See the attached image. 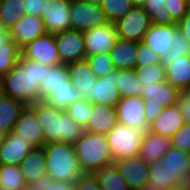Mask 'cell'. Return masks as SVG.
I'll return each mask as SVG.
<instances>
[{
    "label": "cell",
    "mask_w": 190,
    "mask_h": 190,
    "mask_svg": "<svg viewBox=\"0 0 190 190\" xmlns=\"http://www.w3.org/2000/svg\"><path fill=\"white\" fill-rule=\"evenodd\" d=\"M45 76V64L20 56L18 64L0 79L7 97L22 101L26 106L41 101L39 84Z\"/></svg>",
    "instance_id": "6da1fadb"
},
{
    "label": "cell",
    "mask_w": 190,
    "mask_h": 190,
    "mask_svg": "<svg viewBox=\"0 0 190 190\" xmlns=\"http://www.w3.org/2000/svg\"><path fill=\"white\" fill-rule=\"evenodd\" d=\"M29 107L35 112L42 126L46 144L51 142L74 144L85 132V129L65 110L50 107L42 101Z\"/></svg>",
    "instance_id": "7a4b0ae2"
},
{
    "label": "cell",
    "mask_w": 190,
    "mask_h": 190,
    "mask_svg": "<svg viewBox=\"0 0 190 190\" xmlns=\"http://www.w3.org/2000/svg\"><path fill=\"white\" fill-rule=\"evenodd\" d=\"M47 174L55 181L75 183L83 174L73 144L51 142L44 145Z\"/></svg>",
    "instance_id": "3957f363"
},
{
    "label": "cell",
    "mask_w": 190,
    "mask_h": 190,
    "mask_svg": "<svg viewBox=\"0 0 190 190\" xmlns=\"http://www.w3.org/2000/svg\"><path fill=\"white\" fill-rule=\"evenodd\" d=\"M73 146L83 173L93 174L114 162L106 135L85 131Z\"/></svg>",
    "instance_id": "277c9868"
},
{
    "label": "cell",
    "mask_w": 190,
    "mask_h": 190,
    "mask_svg": "<svg viewBox=\"0 0 190 190\" xmlns=\"http://www.w3.org/2000/svg\"><path fill=\"white\" fill-rule=\"evenodd\" d=\"M145 132L117 123L106 135L114 161L139 155Z\"/></svg>",
    "instance_id": "5b68a950"
},
{
    "label": "cell",
    "mask_w": 190,
    "mask_h": 190,
    "mask_svg": "<svg viewBox=\"0 0 190 190\" xmlns=\"http://www.w3.org/2000/svg\"><path fill=\"white\" fill-rule=\"evenodd\" d=\"M108 21L100 3L88 0L71 1L70 24L71 30L87 31L106 24Z\"/></svg>",
    "instance_id": "8992f818"
},
{
    "label": "cell",
    "mask_w": 190,
    "mask_h": 190,
    "mask_svg": "<svg viewBox=\"0 0 190 190\" xmlns=\"http://www.w3.org/2000/svg\"><path fill=\"white\" fill-rule=\"evenodd\" d=\"M149 15L143 7L134 6L114 22L118 39L141 42L151 26Z\"/></svg>",
    "instance_id": "52a82bcc"
},
{
    "label": "cell",
    "mask_w": 190,
    "mask_h": 190,
    "mask_svg": "<svg viewBox=\"0 0 190 190\" xmlns=\"http://www.w3.org/2000/svg\"><path fill=\"white\" fill-rule=\"evenodd\" d=\"M21 56L49 66L62 64L60 61L55 34L46 33L21 48Z\"/></svg>",
    "instance_id": "ba28073f"
},
{
    "label": "cell",
    "mask_w": 190,
    "mask_h": 190,
    "mask_svg": "<svg viewBox=\"0 0 190 190\" xmlns=\"http://www.w3.org/2000/svg\"><path fill=\"white\" fill-rule=\"evenodd\" d=\"M86 57L100 53L109 54L115 46L118 36L113 22L94 27L83 32Z\"/></svg>",
    "instance_id": "9c48e42d"
},
{
    "label": "cell",
    "mask_w": 190,
    "mask_h": 190,
    "mask_svg": "<svg viewBox=\"0 0 190 190\" xmlns=\"http://www.w3.org/2000/svg\"><path fill=\"white\" fill-rule=\"evenodd\" d=\"M71 0H47L42 10V20L47 33L57 34L71 30Z\"/></svg>",
    "instance_id": "30bf717a"
},
{
    "label": "cell",
    "mask_w": 190,
    "mask_h": 190,
    "mask_svg": "<svg viewBox=\"0 0 190 190\" xmlns=\"http://www.w3.org/2000/svg\"><path fill=\"white\" fill-rule=\"evenodd\" d=\"M55 40L62 64H68L86 59L83 32L66 30L55 34Z\"/></svg>",
    "instance_id": "8fae6325"
},
{
    "label": "cell",
    "mask_w": 190,
    "mask_h": 190,
    "mask_svg": "<svg viewBox=\"0 0 190 190\" xmlns=\"http://www.w3.org/2000/svg\"><path fill=\"white\" fill-rule=\"evenodd\" d=\"M118 123L131 128L148 131L149 124L144 113V99L141 96L120 98L117 104Z\"/></svg>",
    "instance_id": "7c38bea8"
},
{
    "label": "cell",
    "mask_w": 190,
    "mask_h": 190,
    "mask_svg": "<svg viewBox=\"0 0 190 190\" xmlns=\"http://www.w3.org/2000/svg\"><path fill=\"white\" fill-rule=\"evenodd\" d=\"M130 190H141L148 182L149 164L139 156L113 162Z\"/></svg>",
    "instance_id": "4fadbf2b"
},
{
    "label": "cell",
    "mask_w": 190,
    "mask_h": 190,
    "mask_svg": "<svg viewBox=\"0 0 190 190\" xmlns=\"http://www.w3.org/2000/svg\"><path fill=\"white\" fill-rule=\"evenodd\" d=\"M35 147L13 131L0 142V163L19 165Z\"/></svg>",
    "instance_id": "5bb4252c"
},
{
    "label": "cell",
    "mask_w": 190,
    "mask_h": 190,
    "mask_svg": "<svg viewBox=\"0 0 190 190\" xmlns=\"http://www.w3.org/2000/svg\"><path fill=\"white\" fill-rule=\"evenodd\" d=\"M11 39L20 47L47 33L41 17L25 14L9 31Z\"/></svg>",
    "instance_id": "9a60e30c"
},
{
    "label": "cell",
    "mask_w": 190,
    "mask_h": 190,
    "mask_svg": "<svg viewBox=\"0 0 190 190\" xmlns=\"http://www.w3.org/2000/svg\"><path fill=\"white\" fill-rule=\"evenodd\" d=\"M12 131L23 139H27L34 147H44L46 144L42 126L29 106L23 110Z\"/></svg>",
    "instance_id": "2e32d148"
},
{
    "label": "cell",
    "mask_w": 190,
    "mask_h": 190,
    "mask_svg": "<svg viewBox=\"0 0 190 190\" xmlns=\"http://www.w3.org/2000/svg\"><path fill=\"white\" fill-rule=\"evenodd\" d=\"M161 63L166 67V81L182 93L190 88V56L167 58L162 56Z\"/></svg>",
    "instance_id": "e0dca14e"
},
{
    "label": "cell",
    "mask_w": 190,
    "mask_h": 190,
    "mask_svg": "<svg viewBox=\"0 0 190 190\" xmlns=\"http://www.w3.org/2000/svg\"><path fill=\"white\" fill-rule=\"evenodd\" d=\"M120 93L117 89V70L105 77L97 78L91 87V103L117 107L120 101Z\"/></svg>",
    "instance_id": "ac0fdd59"
},
{
    "label": "cell",
    "mask_w": 190,
    "mask_h": 190,
    "mask_svg": "<svg viewBox=\"0 0 190 190\" xmlns=\"http://www.w3.org/2000/svg\"><path fill=\"white\" fill-rule=\"evenodd\" d=\"M185 124L179 103L164 108L162 113L149 125L148 130L171 138Z\"/></svg>",
    "instance_id": "d6986e66"
},
{
    "label": "cell",
    "mask_w": 190,
    "mask_h": 190,
    "mask_svg": "<svg viewBox=\"0 0 190 190\" xmlns=\"http://www.w3.org/2000/svg\"><path fill=\"white\" fill-rule=\"evenodd\" d=\"M117 123L115 107L92 103L91 117L84 129L90 133L107 135Z\"/></svg>",
    "instance_id": "ffe728a7"
},
{
    "label": "cell",
    "mask_w": 190,
    "mask_h": 190,
    "mask_svg": "<svg viewBox=\"0 0 190 190\" xmlns=\"http://www.w3.org/2000/svg\"><path fill=\"white\" fill-rule=\"evenodd\" d=\"M178 30L177 25L151 24L146 32L143 42L156 54L162 57L170 50L174 34Z\"/></svg>",
    "instance_id": "44dd1931"
},
{
    "label": "cell",
    "mask_w": 190,
    "mask_h": 190,
    "mask_svg": "<svg viewBox=\"0 0 190 190\" xmlns=\"http://www.w3.org/2000/svg\"><path fill=\"white\" fill-rule=\"evenodd\" d=\"M182 92L169 82L162 81L150 85H141L139 96L143 99H154L166 108L179 103Z\"/></svg>",
    "instance_id": "7402d4cb"
},
{
    "label": "cell",
    "mask_w": 190,
    "mask_h": 190,
    "mask_svg": "<svg viewBox=\"0 0 190 190\" xmlns=\"http://www.w3.org/2000/svg\"><path fill=\"white\" fill-rule=\"evenodd\" d=\"M72 86L83 95V99L91 102V87L97 77L87 60L67 64Z\"/></svg>",
    "instance_id": "603a6c76"
},
{
    "label": "cell",
    "mask_w": 190,
    "mask_h": 190,
    "mask_svg": "<svg viewBox=\"0 0 190 190\" xmlns=\"http://www.w3.org/2000/svg\"><path fill=\"white\" fill-rule=\"evenodd\" d=\"M171 146V138L148 130L143 135L138 156L150 164L161 160Z\"/></svg>",
    "instance_id": "cb8c5ba5"
},
{
    "label": "cell",
    "mask_w": 190,
    "mask_h": 190,
    "mask_svg": "<svg viewBox=\"0 0 190 190\" xmlns=\"http://www.w3.org/2000/svg\"><path fill=\"white\" fill-rule=\"evenodd\" d=\"M27 185L47 175L44 147H35L19 164Z\"/></svg>",
    "instance_id": "d4e9b609"
},
{
    "label": "cell",
    "mask_w": 190,
    "mask_h": 190,
    "mask_svg": "<svg viewBox=\"0 0 190 190\" xmlns=\"http://www.w3.org/2000/svg\"><path fill=\"white\" fill-rule=\"evenodd\" d=\"M138 42L118 39L110 51L114 68L116 70H131L137 66Z\"/></svg>",
    "instance_id": "484cf974"
},
{
    "label": "cell",
    "mask_w": 190,
    "mask_h": 190,
    "mask_svg": "<svg viewBox=\"0 0 190 190\" xmlns=\"http://www.w3.org/2000/svg\"><path fill=\"white\" fill-rule=\"evenodd\" d=\"M148 182L141 190H166L170 186L186 182L179 173H171L163 165L161 160L149 164Z\"/></svg>",
    "instance_id": "4316f807"
},
{
    "label": "cell",
    "mask_w": 190,
    "mask_h": 190,
    "mask_svg": "<svg viewBox=\"0 0 190 190\" xmlns=\"http://www.w3.org/2000/svg\"><path fill=\"white\" fill-rule=\"evenodd\" d=\"M83 99L82 93L74 87L47 88L41 94V101L50 107L66 110L72 103Z\"/></svg>",
    "instance_id": "83f0119b"
},
{
    "label": "cell",
    "mask_w": 190,
    "mask_h": 190,
    "mask_svg": "<svg viewBox=\"0 0 190 190\" xmlns=\"http://www.w3.org/2000/svg\"><path fill=\"white\" fill-rule=\"evenodd\" d=\"M161 165L171 173H179L186 182L190 180V153L171 146L162 157Z\"/></svg>",
    "instance_id": "f1b7e54d"
},
{
    "label": "cell",
    "mask_w": 190,
    "mask_h": 190,
    "mask_svg": "<svg viewBox=\"0 0 190 190\" xmlns=\"http://www.w3.org/2000/svg\"><path fill=\"white\" fill-rule=\"evenodd\" d=\"M26 107L22 101L10 97L2 100L0 103V130L5 134L11 132Z\"/></svg>",
    "instance_id": "f546056e"
},
{
    "label": "cell",
    "mask_w": 190,
    "mask_h": 190,
    "mask_svg": "<svg viewBox=\"0 0 190 190\" xmlns=\"http://www.w3.org/2000/svg\"><path fill=\"white\" fill-rule=\"evenodd\" d=\"M59 87H73L67 64L57 66L45 65V76L39 84L40 93L42 94L47 88Z\"/></svg>",
    "instance_id": "4dcf8cb0"
},
{
    "label": "cell",
    "mask_w": 190,
    "mask_h": 190,
    "mask_svg": "<svg viewBox=\"0 0 190 190\" xmlns=\"http://www.w3.org/2000/svg\"><path fill=\"white\" fill-rule=\"evenodd\" d=\"M100 186L108 190H130L114 163L103 166L93 173Z\"/></svg>",
    "instance_id": "1f68e13d"
},
{
    "label": "cell",
    "mask_w": 190,
    "mask_h": 190,
    "mask_svg": "<svg viewBox=\"0 0 190 190\" xmlns=\"http://www.w3.org/2000/svg\"><path fill=\"white\" fill-rule=\"evenodd\" d=\"M143 8L152 24L177 25L172 14L168 12L166 0H146Z\"/></svg>",
    "instance_id": "d6a6232c"
},
{
    "label": "cell",
    "mask_w": 190,
    "mask_h": 190,
    "mask_svg": "<svg viewBox=\"0 0 190 190\" xmlns=\"http://www.w3.org/2000/svg\"><path fill=\"white\" fill-rule=\"evenodd\" d=\"M25 14L23 0H0V18L8 31H10Z\"/></svg>",
    "instance_id": "836d02e7"
},
{
    "label": "cell",
    "mask_w": 190,
    "mask_h": 190,
    "mask_svg": "<svg viewBox=\"0 0 190 190\" xmlns=\"http://www.w3.org/2000/svg\"><path fill=\"white\" fill-rule=\"evenodd\" d=\"M141 85L134 69L117 70V89L121 98L139 96Z\"/></svg>",
    "instance_id": "e575fe53"
},
{
    "label": "cell",
    "mask_w": 190,
    "mask_h": 190,
    "mask_svg": "<svg viewBox=\"0 0 190 190\" xmlns=\"http://www.w3.org/2000/svg\"><path fill=\"white\" fill-rule=\"evenodd\" d=\"M26 185L19 165L1 164L0 186L5 190H19Z\"/></svg>",
    "instance_id": "d590c367"
},
{
    "label": "cell",
    "mask_w": 190,
    "mask_h": 190,
    "mask_svg": "<svg viewBox=\"0 0 190 190\" xmlns=\"http://www.w3.org/2000/svg\"><path fill=\"white\" fill-rule=\"evenodd\" d=\"M21 56V48L10 39L0 46V78L14 68Z\"/></svg>",
    "instance_id": "8d00e7d4"
},
{
    "label": "cell",
    "mask_w": 190,
    "mask_h": 190,
    "mask_svg": "<svg viewBox=\"0 0 190 190\" xmlns=\"http://www.w3.org/2000/svg\"><path fill=\"white\" fill-rule=\"evenodd\" d=\"M134 71L139 81L144 85L166 80V67L162 63L136 66Z\"/></svg>",
    "instance_id": "74e56055"
},
{
    "label": "cell",
    "mask_w": 190,
    "mask_h": 190,
    "mask_svg": "<svg viewBox=\"0 0 190 190\" xmlns=\"http://www.w3.org/2000/svg\"><path fill=\"white\" fill-rule=\"evenodd\" d=\"M100 5L107 21L113 23L134 7L131 0H102Z\"/></svg>",
    "instance_id": "f35d334b"
},
{
    "label": "cell",
    "mask_w": 190,
    "mask_h": 190,
    "mask_svg": "<svg viewBox=\"0 0 190 190\" xmlns=\"http://www.w3.org/2000/svg\"><path fill=\"white\" fill-rule=\"evenodd\" d=\"M65 111L75 119L76 123L85 128L91 117L92 103L81 99L69 105Z\"/></svg>",
    "instance_id": "ab89813d"
},
{
    "label": "cell",
    "mask_w": 190,
    "mask_h": 190,
    "mask_svg": "<svg viewBox=\"0 0 190 190\" xmlns=\"http://www.w3.org/2000/svg\"><path fill=\"white\" fill-rule=\"evenodd\" d=\"M86 60L97 78L105 77L109 73L116 70L110 54L100 53L97 55L88 56L86 57Z\"/></svg>",
    "instance_id": "60d3db41"
},
{
    "label": "cell",
    "mask_w": 190,
    "mask_h": 190,
    "mask_svg": "<svg viewBox=\"0 0 190 190\" xmlns=\"http://www.w3.org/2000/svg\"><path fill=\"white\" fill-rule=\"evenodd\" d=\"M33 190H76L74 183L55 181L50 175H45L29 184Z\"/></svg>",
    "instance_id": "b9f144b4"
},
{
    "label": "cell",
    "mask_w": 190,
    "mask_h": 190,
    "mask_svg": "<svg viewBox=\"0 0 190 190\" xmlns=\"http://www.w3.org/2000/svg\"><path fill=\"white\" fill-rule=\"evenodd\" d=\"M190 56V41H188L181 31L178 29L174 34V40L170 50L166 52L163 56L167 58H176L178 56Z\"/></svg>",
    "instance_id": "7bdbcfd3"
},
{
    "label": "cell",
    "mask_w": 190,
    "mask_h": 190,
    "mask_svg": "<svg viewBox=\"0 0 190 190\" xmlns=\"http://www.w3.org/2000/svg\"><path fill=\"white\" fill-rule=\"evenodd\" d=\"M173 147L190 153V123H186L171 137Z\"/></svg>",
    "instance_id": "ee69618b"
},
{
    "label": "cell",
    "mask_w": 190,
    "mask_h": 190,
    "mask_svg": "<svg viewBox=\"0 0 190 190\" xmlns=\"http://www.w3.org/2000/svg\"><path fill=\"white\" fill-rule=\"evenodd\" d=\"M161 57L141 41L138 42L137 66L161 63Z\"/></svg>",
    "instance_id": "f6af8a7d"
},
{
    "label": "cell",
    "mask_w": 190,
    "mask_h": 190,
    "mask_svg": "<svg viewBox=\"0 0 190 190\" xmlns=\"http://www.w3.org/2000/svg\"><path fill=\"white\" fill-rule=\"evenodd\" d=\"M168 12L173 16V19L178 23L188 13L190 4L186 0H166Z\"/></svg>",
    "instance_id": "bcb514c9"
},
{
    "label": "cell",
    "mask_w": 190,
    "mask_h": 190,
    "mask_svg": "<svg viewBox=\"0 0 190 190\" xmlns=\"http://www.w3.org/2000/svg\"><path fill=\"white\" fill-rule=\"evenodd\" d=\"M164 110V107L156 100L144 99V113L147 123L150 125Z\"/></svg>",
    "instance_id": "7dc6e473"
},
{
    "label": "cell",
    "mask_w": 190,
    "mask_h": 190,
    "mask_svg": "<svg viewBox=\"0 0 190 190\" xmlns=\"http://www.w3.org/2000/svg\"><path fill=\"white\" fill-rule=\"evenodd\" d=\"M76 190H98V182L93 174L83 173L74 183Z\"/></svg>",
    "instance_id": "c3c4849f"
},
{
    "label": "cell",
    "mask_w": 190,
    "mask_h": 190,
    "mask_svg": "<svg viewBox=\"0 0 190 190\" xmlns=\"http://www.w3.org/2000/svg\"><path fill=\"white\" fill-rule=\"evenodd\" d=\"M47 0H23L25 13L37 17L42 16V10Z\"/></svg>",
    "instance_id": "681fc988"
},
{
    "label": "cell",
    "mask_w": 190,
    "mask_h": 190,
    "mask_svg": "<svg viewBox=\"0 0 190 190\" xmlns=\"http://www.w3.org/2000/svg\"><path fill=\"white\" fill-rule=\"evenodd\" d=\"M182 116L186 123H190V88L185 90L179 98Z\"/></svg>",
    "instance_id": "f907efd6"
},
{
    "label": "cell",
    "mask_w": 190,
    "mask_h": 190,
    "mask_svg": "<svg viewBox=\"0 0 190 190\" xmlns=\"http://www.w3.org/2000/svg\"><path fill=\"white\" fill-rule=\"evenodd\" d=\"M177 26L184 37L190 41V8L184 18L177 23Z\"/></svg>",
    "instance_id": "816d5d0a"
},
{
    "label": "cell",
    "mask_w": 190,
    "mask_h": 190,
    "mask_svg": "<svg viewBox=\"0 0 190 190\" xmlns=\"http://www.w3.org/2000/svg\"><path fill=\"white\" fill-rule=\"evenodd\" d=\"M190 184L189 182H182L174 186H170L166 190H188Z\"/></svg>",
    "instance_id": "f5cc1de1"
},
{
    "label": "cell",
    "mask_w": 190,
    "mask_h": 190,
    "mask_svg": "<svg viewBox=\"0 0 190 190\" xmlns=\"http://www.w3.org/2000/svg\"><path fill=\"white\" fill-rule=\"evenodd\" d=\"M11 39L9 32H0V46L7 43Z\"/></svg>",
    "instance_id": "db71d44e"
},
{
    "label": "cell",
    "mask_w": 190,
    "mask_h": 190,
    "mask_svg": "<svg viewBox=\"0 0 190 190\" xmlns=\"http://www.w3.org/2000/svg\"><path fill=\"white\" fill-rule=\"evenodd\" d=\"M7 97L6 91L4 89L3 83L0 79V103L2 102V100H4Z\"/></svg>",
    "instance_id": "11a10c76"
},
{
    "label": "cell",
    "mask_w": 190,
    "mask_h": 190,
    "mask_svg": "<svg viewBox=\"0 0 190 190\" xmlns=\"http://www.w3.org/2000/svg\"><path fill=\"white\" fill-rule=\"evenodd\" d=\"M146 0H131L133 6L143 7Z\"/></svg>",
    "instance_id": "9f6ffc18"
},
{
    "label": "cell",
    "mask_w": 190,
    "mask_h": 190,
    "mask_svg": "<svg viewBox=\"0 0 190 190\" xmlns=\"http://www.w3.org/2000/svg\"><path fill=\"white\" fill-rule=\"evenodd\" d=\"M0 32H9L1 18H0Z\"/></svg>",
    "instance_id": "6f0895ef"
},
{
    "label": "cell",
    "mask_w": 190,
    "mask_h": 190,
    "mask_svg": "<svg viewBox=\"0 0 190 190\" xmlns=\"http://www.w3.org/2000/svg\"><path fill=\"white\" fill-rule=\"evenodd\" d=\"M5 135H6V134L0 130V142H1L2 140H4Z\"/></svg>",
    "instance_id": "680465c9"
},
{
    "label": "cell",
    "mask_w": 190,
    "mask_h": 190,
    "mask_svg": "<svg viewBox=\"0 0 190 190\" xmlns=\"http://www.w3.org/2000/svg\"><path fill=\"white\" fill-rule=\"evenodd\" d=\"M19 190H33V189L29 185H26Z\"/></svg>",
    "instance_id": "91938a15"
},
{
    "label": "cell",
    "mask_w": 190,
    "mask_h": 190,
    "mask_svg": "<svg viewBox=\"0 0 190 190\" xmlns=\"http://www.w3.org/2000/svg\"><path fill=\"white\" fill-rule=\"evenodd\" d=\"M98 190H108V189H106L105 187L100 186L99 183H98Z\"/></svg>",
    "instance_id": "94428289"
},
{
    "label": "cell",
    "mask_w": 190,
    "mask_h": 190,
    "mask_svg": "<svg viewBox=\"0 0 190 190\" xmlns=\"http://www.w3.org/2000/svg\"><path fill=\"white\" fill-rule=\"evenodd\" d=\"M88 1L95 2V3H100L102 0H88Z\"/></svg>",
    "instance_id": "6125c7cd"
}]
</instances>
